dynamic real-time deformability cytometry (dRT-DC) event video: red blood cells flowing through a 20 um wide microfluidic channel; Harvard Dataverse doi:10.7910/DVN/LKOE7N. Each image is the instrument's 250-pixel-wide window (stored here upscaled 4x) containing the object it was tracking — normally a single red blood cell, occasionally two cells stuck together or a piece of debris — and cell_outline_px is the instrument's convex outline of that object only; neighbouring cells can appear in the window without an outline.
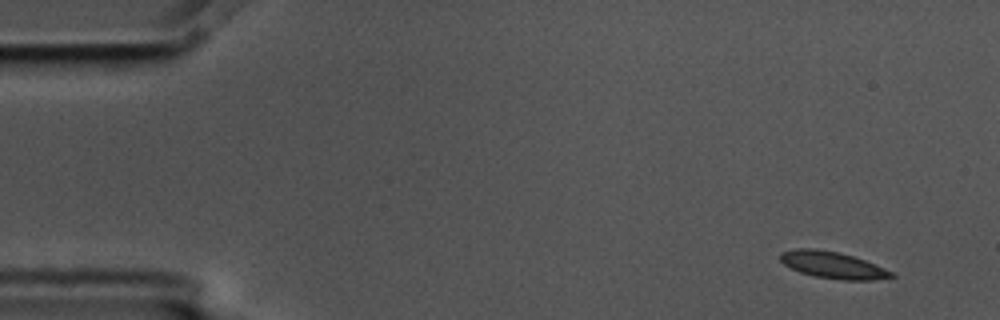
{"species": "common noctule bat (a hibernating species)", "species_latin": "Nyctalus noctula", "temperature_condition": "cold", "stored_images_in_passage": 10, "camera_frame_rate_fps": 3000, "um_per_image_px": 0.085, "animal": {"sex": "male", "body_mass_g": 17.5, "forearm_length_mm": 52.3}, "frame": {"image": 1, "passage_image": 1, "time_ms": 0.0, "image_size_px": [1000, 320], "cell_outline_px": [[896, 276], [872, 280], [840, 280], [812, 276], [800, 272], [784, 264], [780, 260], [780, 252], [796, 248], [816, 248], [836, 252], [852, 256], [864, 260], [884, 268], [892, 272]], "centroid_in_image_um": [70.75, 22.53], "position_along_channel_um": 14.3, "area_um2": 17.22}}
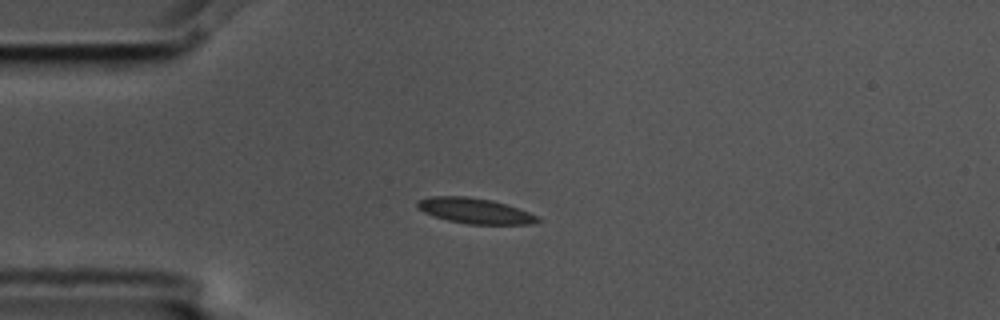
{"frame": {"image": 2, "passage_image": 4, "time_ms": 1.0, "image_size_px": [1000, 320], "cell_outline_px": [[540, 220], [532, 224], [468, 224], [448, 220], [424, 212], [416, 204], [416, 200], [428, 196], [464, 196], [492, 200], [528, 212], [536, 216]], "centroid_in_image_um": [40.32, 17.91], "position_along_channel_um": 44.7, "area_um2": 17.51}}
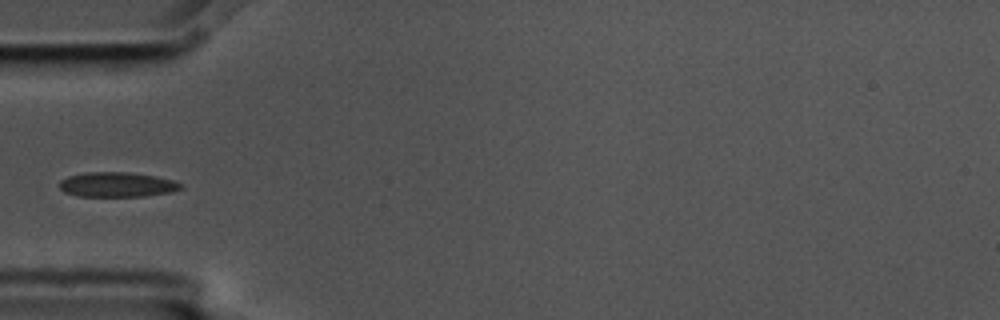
{"frame": {"image": 3, "passage_image": 5, "time_ms": 1.333, "image_size_px": [1000, 320], "cell_outline_px": [[184, 188], [172, 192], [144, 196], [76, 196], [64, 192], [60, 188], [60, 180], [68, 176], [84, 172], [124, 172], [156, 176], [172, 180], [180, 184]], "centroid_in_image_um": [9.93, 15.69], "position_along_channel_um": 75.1, "area_um2": 17.51}}